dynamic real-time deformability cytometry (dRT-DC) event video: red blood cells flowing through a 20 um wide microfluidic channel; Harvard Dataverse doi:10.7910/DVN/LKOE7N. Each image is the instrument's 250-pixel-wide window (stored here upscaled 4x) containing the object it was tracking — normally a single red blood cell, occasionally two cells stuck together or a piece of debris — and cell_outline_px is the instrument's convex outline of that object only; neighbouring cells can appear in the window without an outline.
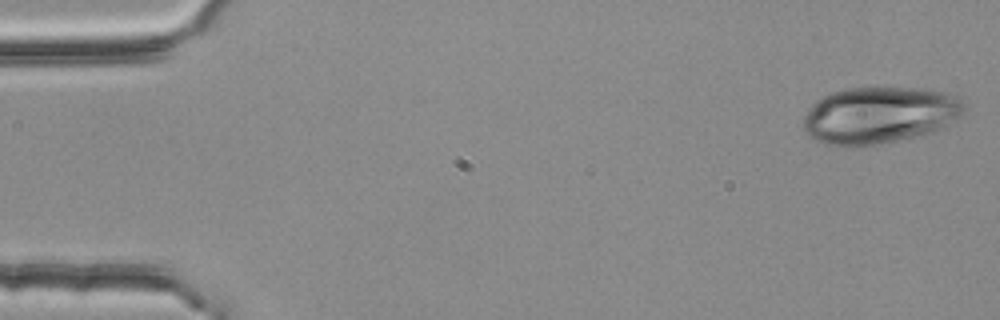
{"species": "common noctule bat (a hibernating species)", "species_latin": "Nyctalus noctula", "temperature_condition": "room temperature", "stored_images_in_passage": 53, "camera_frame_rate_fps": 3000, "um_per_image_px": 0.085, "animal": {"sex": "female", "body_mass_g": 25.1}, "frame": {"image": 1, "passage_image": 1, "time_ms": 0.0, "image_size_px": [1000, 320], "cell_outline_px": [[964, 112], [960, 116], [928, 132], [876, 144], [852, 148], [848, 148], [828, 144], [816, 140], [808, 136], [804, 132], [804, 116], [808, 108], [816, 100], [832, 92], [848, 88], [884, 84], [928, 88], [948, 92], [960, 96], [964, 104]], "centroid_in_image_um": [74.72, 9.72], "position_along_channel_um": 10.3, "area_um2": 54.16}}
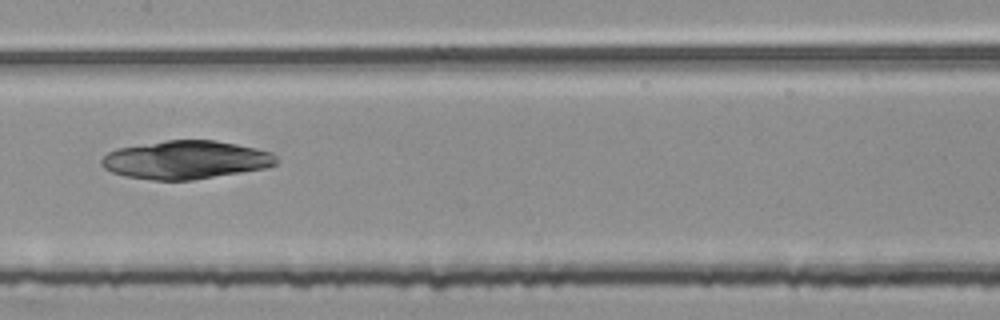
{"frame": {"image": 2, "passage_image": 26, "time_ms": 8.333, "image_size_px": [1000, 320], "cell_outline_px": [[280, 160], [276, 164], [268, 168], [192, 180], [152, 180], [124, 176], [112, 172], [104, 168], [100, 164], [100, 160], [108, 152], [116, 148], [164, 140], [216, 140], [256, 148], [272, 152]], "centroid_in_image_um": [15.8, 13.58], "position_along_channel_um": 191.6, "area_um2": 39.36}}
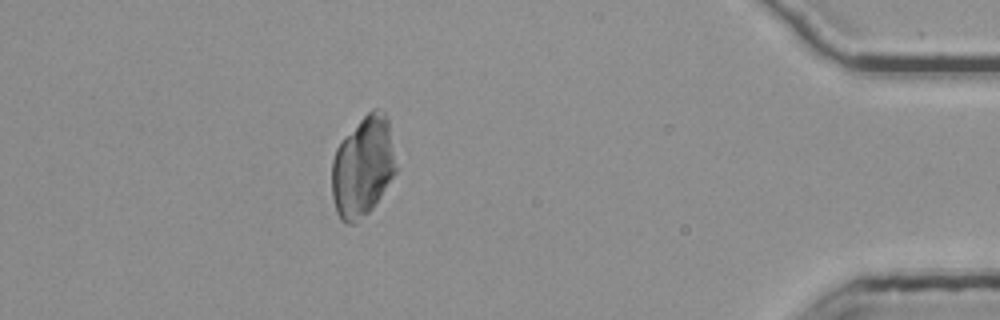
{"frame": {"image": 3, "passage_image": 47, "time_ms": 15.333, "image_size_px": [1000, 320], "cell_outline_px": [[400, 168], [372, 208], [356, 224], [348, 224], [340, 220], [336, 212], [332, 196], [332, 160], [336, 148], [344, 136], [372, 108], [380, 108], [388, 116]], "centroid_in_image_um": [30.89, 14.14], "position_along_channel_um": 404.3, "area_um2": 38.55}}